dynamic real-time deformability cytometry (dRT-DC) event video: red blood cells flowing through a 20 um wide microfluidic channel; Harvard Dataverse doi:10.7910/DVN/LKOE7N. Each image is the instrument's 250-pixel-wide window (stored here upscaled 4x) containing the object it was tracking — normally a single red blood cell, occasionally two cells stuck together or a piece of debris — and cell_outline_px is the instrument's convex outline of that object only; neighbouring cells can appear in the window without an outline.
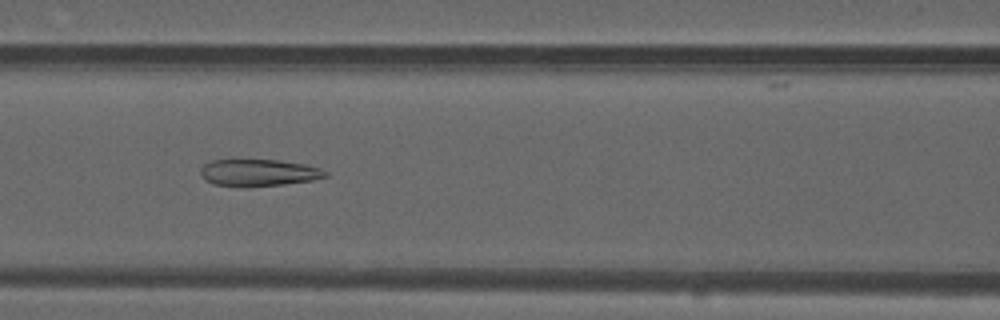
{"species": "common noctule bat (a hibernating species)", "species_latin": "Nyctalus noctula", "temperature_condition": "warm", "stored_images_in_passage": 41, "camera_frame_rate_fps": 3000, "um_per_image_px": 0.085, "animal": {"sex": "male", "forearm_length_mm": 52.5}, "frame": {"image": 1, "passage_image": 23, "time_ms": 7.333, "image_size_px": [1000, 320], "cell_outline_px": [[328, 176], [312, 180], [284, 184], [216, 184], [208, 180], [200, 172], [200, 168], [204, 164], [212, 160], [280, 160], [304, 164], [320, 168], [328, 172]], "centroid_in_image_um": [22.06, 14.63], "position_along_channel_um": 144.5, "area_um2": 18.61}}
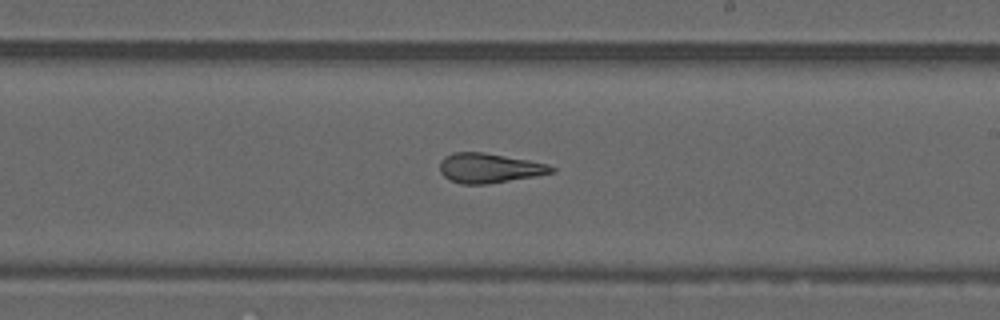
{"frame": {"image": 2, "passage_image": 31, "time_ms": 10.0, "image_size_px": [1000, 320], "cell_outline_px": [[556, 172], [536, 176], [488, 184], [460, 184], [444, 176], [440, 172], [440, 160], [444, 156], [452, 152], [484, 152], [528, 160], [548, 164], [556, 168]], "centroid_in_image_um": [41.59, 14.28], "position_along_channel_um": 247.4, "area_um2": 19.42}}
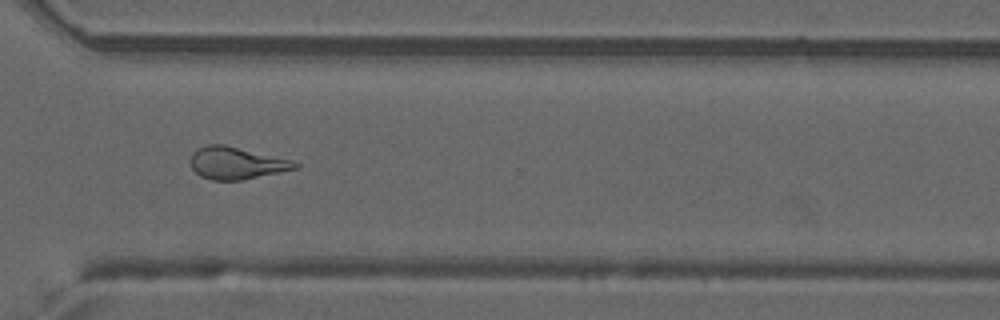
{"frame": {"image": 3, "passage_image": 39, "time_ms": 12.667, "image_size_px": [1000, 320], "cell_outline_px": [[300, 164], [296, 168], [244, 180], [212, 180], [200, 176], [192, 168], [188, 160], [192, 152], [196, 148], [208, 144], [224, 144], [292, 160]], "centroid_in_image_um": [20.03, 13.85], "position_along_channel_um": 350.6, "area_um2": 19.71}, "authors_computed_cell_mechanics": {"area_um2": 21.5016, "velocity_mm_per_s": 3.8699, "shape_relaxation_time_tau1_ms": null, "shape_relaxation_time_tau2_ms": 2.247, "deformation_change_tau1": null, "deformation_change_tau2": 0.1102}}